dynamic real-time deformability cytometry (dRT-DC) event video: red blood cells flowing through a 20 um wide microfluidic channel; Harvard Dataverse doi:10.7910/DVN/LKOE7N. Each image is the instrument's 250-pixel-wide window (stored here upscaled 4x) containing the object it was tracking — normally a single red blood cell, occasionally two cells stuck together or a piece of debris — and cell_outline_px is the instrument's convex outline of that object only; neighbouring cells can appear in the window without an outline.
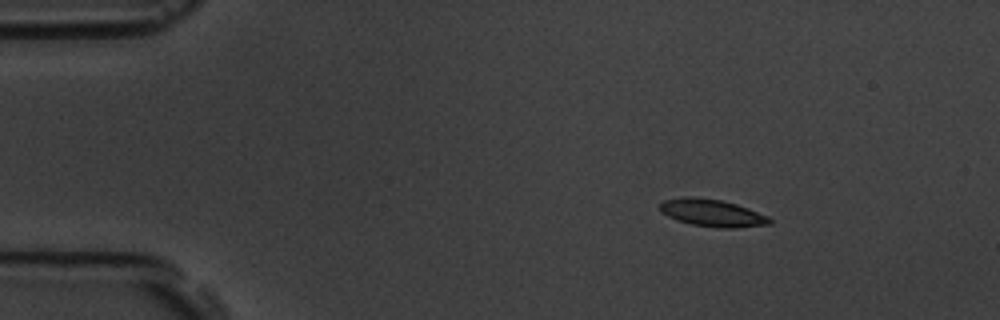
{"species": "common noctule bat (a hibernating species)", "species_latin": "Nyctalus noctula", "temperature_condition": "room temperature", "stored_images_in_passage": 4, "camera_frame_rate_fps": 3000, "um_per_image_px": 0.085, "animal": {"sex": "male", "body_mass_g": 19.5, "forearm_length_mm": 54.6}, "frame": {"image": 1, "passage_image": 2, "time_ms": 1.0, "image_size_px": [1000, 320], "cell_outline_px": [[772, 224], [736, 228], [720, 228], [692, 224], [676, 220], [660, 212], [660, 204], [664, 200], [684, 196], [696, 196], [720, 200], [736, 204], [748, 208], [768, 216], [772, 220]], "centroid_in_image_um": [60.53, 18.09], "position_along_channel_um": 24.5, "area_um2": 17.57}}